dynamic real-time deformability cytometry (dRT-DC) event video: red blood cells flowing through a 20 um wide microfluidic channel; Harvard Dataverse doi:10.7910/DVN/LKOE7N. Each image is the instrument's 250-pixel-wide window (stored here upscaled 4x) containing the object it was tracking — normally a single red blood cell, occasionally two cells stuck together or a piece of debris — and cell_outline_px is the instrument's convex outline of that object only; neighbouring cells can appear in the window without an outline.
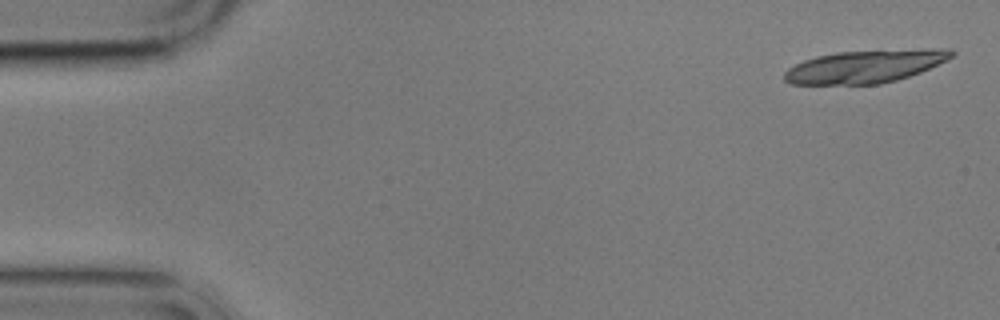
{"species": "common noctule bat (a hibernating species)", "species_latin": "Nyctalus noctula", "temperature_condition": "cold", "stored_images_in_passage": 5, "camera_frame_rate_fps": 3000, "um_per_image_px": 0.085, "animal": {"sex": "male", "body_mass_g": 17.9}, "frame": {"image": 1, "passage_image": 1, "time_ms": 0.0, "image_size_px": [1000, 320], "cell_outline_px": [[956, 52], [952, 56], [920, 72], [896, 80], [880, 84], [792, 84], [784, 80], [784, 72], [788, 68], [804, 60], [816, 56], [836, 52], [932, 48], [952, 48]], "centroid_in_image_um": [73.53, 5.63], "position_along_channel_um": 11.5, "area_um2": 31.85}}